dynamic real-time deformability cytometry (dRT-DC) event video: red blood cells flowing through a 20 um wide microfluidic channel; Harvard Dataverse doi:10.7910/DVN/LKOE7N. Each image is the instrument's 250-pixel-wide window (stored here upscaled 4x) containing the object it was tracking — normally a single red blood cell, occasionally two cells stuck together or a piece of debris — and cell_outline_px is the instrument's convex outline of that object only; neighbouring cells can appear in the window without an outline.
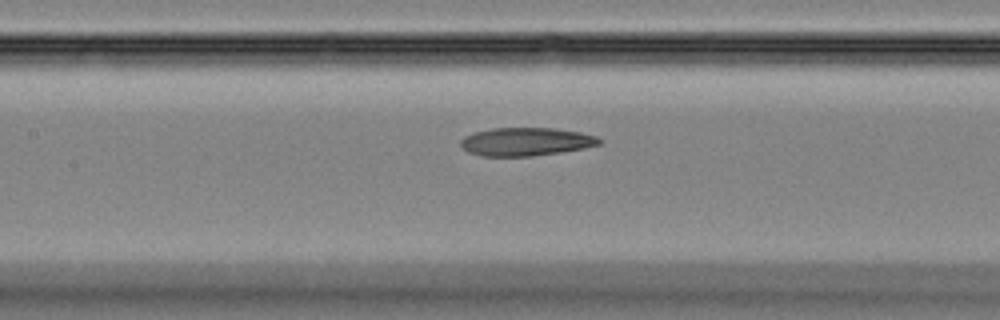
{"species": "Egyptian fruit bat (a non-hibernating species)", "species_latin": "Rousettus aegyptiacus", "temperature_condition": "room temperature", "stored_images_in_passage": 38, "camera_frame_rate_fps": 3000, "um_per_image_px": 0.085, "animal": {"sex": "female"}, "frame": {"image": 1, "passage_image": 14, "time_ms": 4.333, "image_size_px": [1000, 320], "cell_outline_px": [[604, 140], [600, 144], [584, 148], [560, 152], [532, 156], [480, 156], [468, 152], [460, 144], [460, 140], [464, 136], [476, 132], [492, 128], [552, 128], [580, 132], [596, 136]], "centroid_in_image_um": [44.71, 12.04], "position_along_channel_um": 162.7, "area_um2": 22.77}}
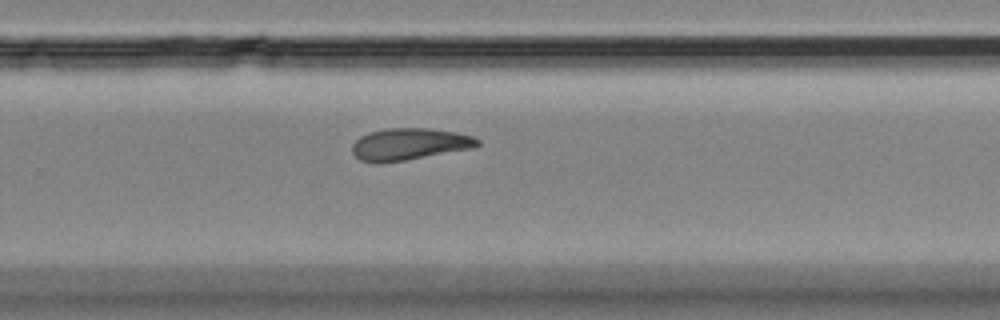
{"frame": {"image": 2, "passage_image": 23, "time_ms": 7.333, "image_size_px": [1000, 320], "cell_outline_px": [[480, 144], [476, 148], [380, 164], [376, 164], [360, 160], [352, 152], [352, 144], [360, 136], [368, 132], [388, 128], [428, 128], [456, 132], [472, 136], [480, 140]], "centroid_in_image_um": [34.79, 12.26], "position_along_channel_um": 295.0, "area_um2": 23.52}}
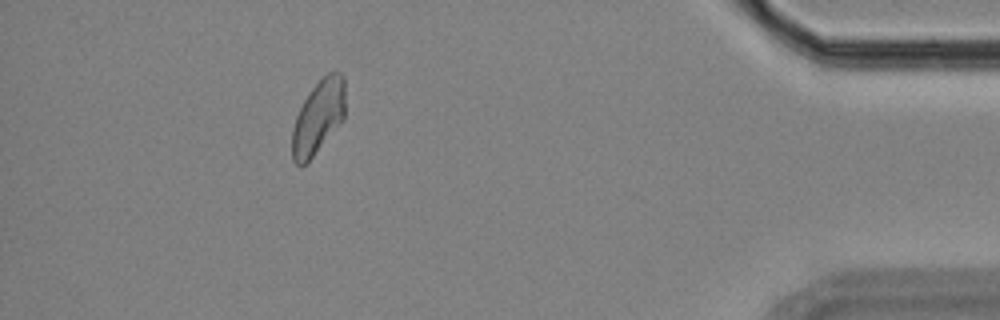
{"frame": {"image": 3, "passage_image": 34, "time_ms": 11.0, "image_size_px": [1000, 320], "cell_outline_px": [[344, 120], [312, 156], [300, 168], [292, 160], [292, 128], [296, 116], [304, 100], [312, 88], [328, 72], [340, 72], [344, 76]], "centroid_in_image_um": [27.05, 9.95], "position_along_channel_um": 408.2, "area_um2": 22.6}}